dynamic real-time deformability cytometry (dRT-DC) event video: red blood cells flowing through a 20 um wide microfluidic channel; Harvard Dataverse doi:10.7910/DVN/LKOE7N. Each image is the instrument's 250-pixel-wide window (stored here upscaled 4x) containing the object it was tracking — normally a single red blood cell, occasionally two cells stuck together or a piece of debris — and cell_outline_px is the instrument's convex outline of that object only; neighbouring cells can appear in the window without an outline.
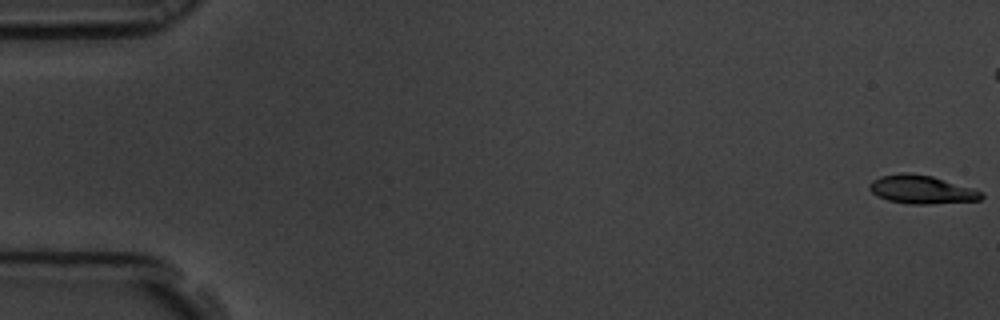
{"species": "common noctule bat (a hibernating species)", "species_latin": "Nyctalus noctula", "temperature_condition": "room temperature", "stored_images_in_passage": 48, "camera_frame_rate_fps": 3000, "um_per_image_px": 0.085, "animal": {"sex": "male", "body_mass_g": 19.5, "forearm_length_mm": 54.6}, "frame": {"image": 1, "passage_image": 1, "time_ms": 0.0, "image_size_px": [1000, 320], "cell_outline_px": [[984, 196], [980, 200], [928, 204], [912, 204], [888, 200], [872, 192], [868, 188], [868, 184], [872, 180], [880, 176], [904, 172], [908, 172], [932, 176], [972, 188], [984, 192]], "centroid_in_image_um": [78.34, 16.1], "position_along_channel_um": 6.7, "area_um2": 18.44}}
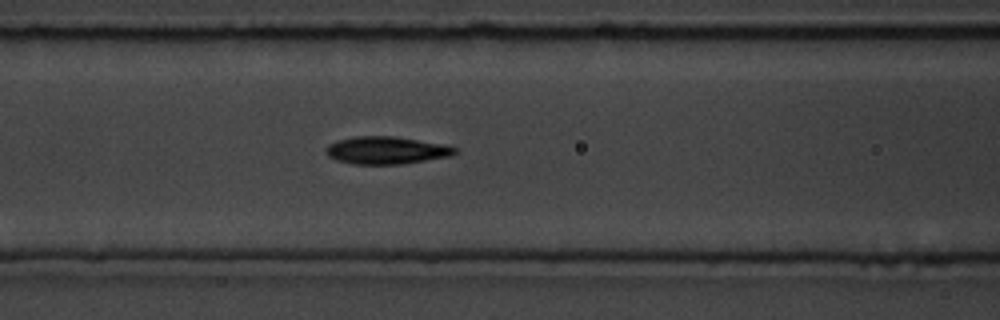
{"frame": {"image": 2, "passage_image": 25, "time_ms": 8.0, "image_size_px": [1000, 320], "cell_outline_px": [[460, 148], [452, 156], [400, 164], [356, 164], [336, 160], [328, 156], [324, 148], [328, 144], [336, 140], [356, 136], [396, 136], [448, 144]], "centroid_in_image_um": [32.88, 12.76], "position_along_channel_um": 133.7, "area_um2": 21.04}}
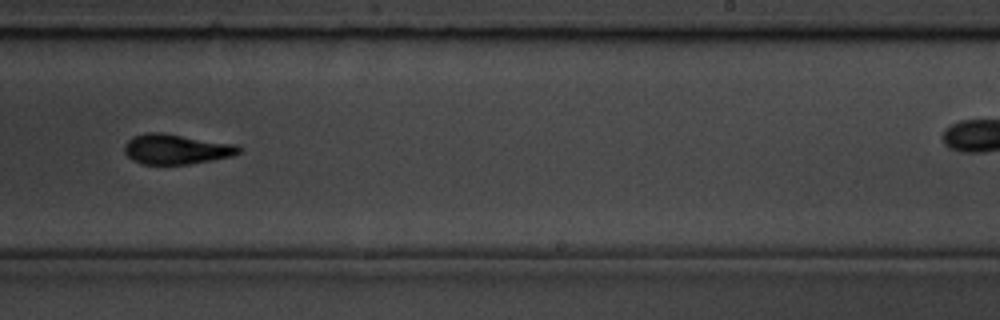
{"frame": {"image": 3, "passage_image": 37, "time_ms": 12.0, "image_size_px": [1000, 320], "cell_outline_px": [[240, 152], [232, 156], [212, 160], [188, 164], [140, 164], [132, 160], [124, 152], [124, 144], [132, 136], [148, 132], [160, 132], [236, 144], [240, 148]], "centroid_in_image_um": [14.94, 12.67], "position_along_channel_um": 274.1, "area_um2": 20.06}}